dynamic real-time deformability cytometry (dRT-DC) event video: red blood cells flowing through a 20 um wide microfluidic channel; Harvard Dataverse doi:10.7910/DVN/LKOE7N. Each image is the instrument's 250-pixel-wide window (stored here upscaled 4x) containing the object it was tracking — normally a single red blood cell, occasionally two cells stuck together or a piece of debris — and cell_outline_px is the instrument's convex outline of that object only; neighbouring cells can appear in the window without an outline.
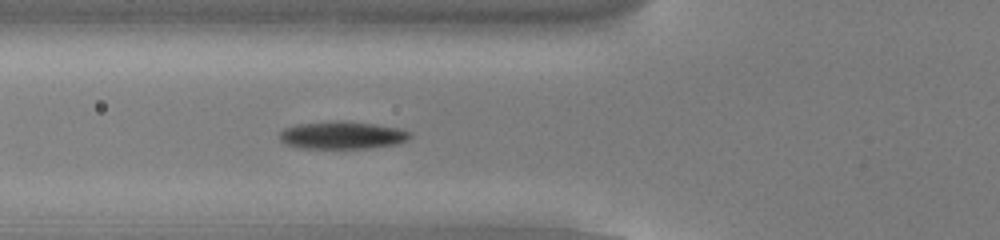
{"species": "common noctule bat (a hibernating species)", "species_latin": "Nyctalus noctula", "temperature_condition": "cold", "stored_images_in_passage": 32, "camera_frame_rate_fps": 3000, "um_per_image_px": 0.085, "animal": {"sex": "male", "body_mass_g": 13.0, "forearm_length_mm": 53.1}, "frame": {"image": 1, "passage_image": 7, "time_ms": 2.0, "image_size_px": [1000, 240], "cell_outline_px": [[412, 136], [408, 140], [396, 144], [368, 148], [300, 148], [288, 144], [280, 140], [280, 132], [284, 128], [296, 124], [336, 120], [372, 124], [396, 128], [412, 132]], "centroid_in_image_um": [29.08, 11.49], "position_along_channel_um": 96.7, "area_um2": 20.87}}
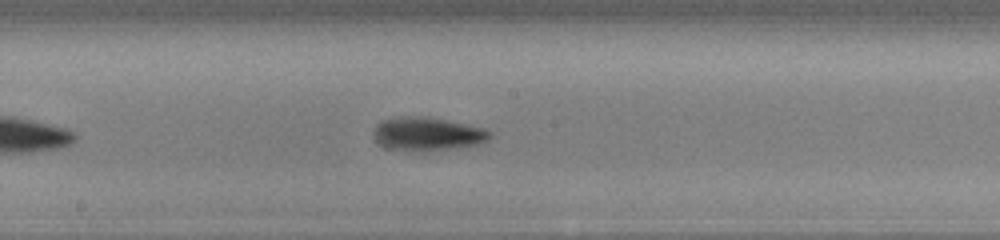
{"frame": {"image": 2, "passage_image": 16, "time_ms": 5.0, "image_size_px": [1000, 240], "cell_outline_px": [[492, 136], [488, 140], [480, 144], [428, 152], [408, 152], [384, 148], [376, 140], [376, 124], [384, 120], [400, 116], [420, 116], [444, 120], [484, 128], [492, 132]], "centroid_in_image_um": [36.34, 11.42], "position_along_channel_um": 211.9, "area_um2": 22.83}}
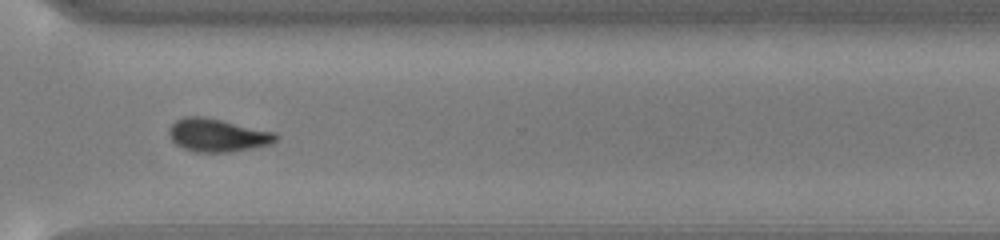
{"frame": {"image": 3, "passage_image": 27, "time_ms": 8.667, "image_size_px": [1000, 240], "cell_outline_px": [[276, 140], [272, 144], [228, 152], [192, 152], [176, 144], [168, 136], [168, 128], [176, 120], [184, 116], [204, 116], [272, 132], [276, 136]], "centroid_in_image_um": [18.4, 11.49], "position_along_channel_um": 352.2, "area_um2": 20.35}, "authors_computed_cell_mechanics": {"area_um2": 20.8658, "velocity_mm_per_s": 3.8329, "shape_relaxation_time_tau1_ms": 2.114, "shape_relaxation_time_tau2_ms": 6.1845, "deformation_change_tau1": 0.1353, "deformation_change_tau2": 0.1253}}